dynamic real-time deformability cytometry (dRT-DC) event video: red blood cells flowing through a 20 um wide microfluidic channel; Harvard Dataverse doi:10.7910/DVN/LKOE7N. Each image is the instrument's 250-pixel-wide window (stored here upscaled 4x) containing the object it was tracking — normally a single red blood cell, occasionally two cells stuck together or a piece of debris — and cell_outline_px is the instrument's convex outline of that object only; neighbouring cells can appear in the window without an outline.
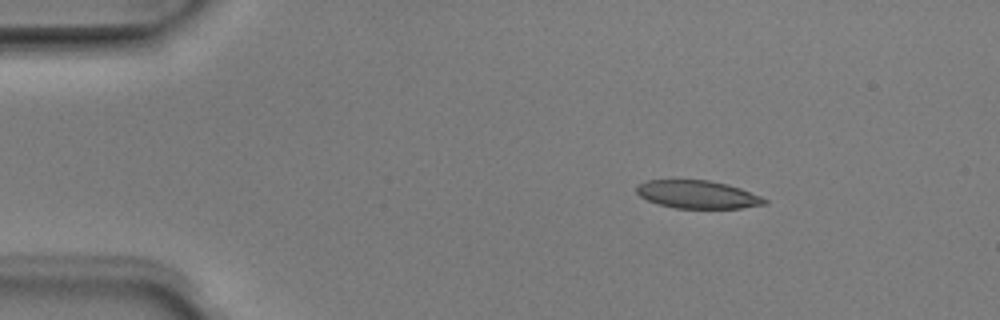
{"species": "Egyptian fruit bat (a non-hibernating species)", "species_latin": "Rousettus aegyptiacus", "temperature_condition": "room temperature", "stored_images_in_passage": 3, "camera_frame_rate_fps": 3000, "um_per_image_px": 0.085, "animal": {"sex": "male"}, "frame": {"image": 1, "passage_image": 1, "time_ms": 0.0, "image_size_px": [1000, 320], "cell_outline_px": [[768, 204], [740, 208], [676, 208], [660, 204], [648, 200], [640, 196], [636, 192], [636, 184], [648, 180], [708, 180], [728, 184], [740, 188], [760, 196], [768, 200]], "centroid_in_image_um": [59.3, 16.52], "position_along_channel_um": 25.7, "area_um2": 20.81}}
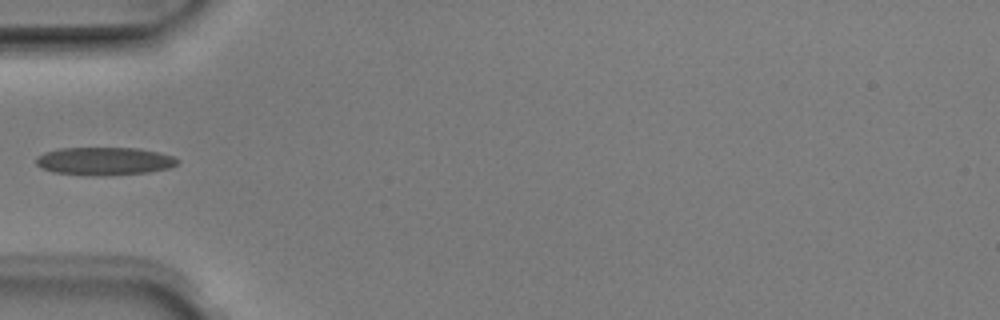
{"frame": {"image": 2, "passage_image": 3, "time_ms": 0.667, "image_size_px": [1000, 320], "cell_outline_px": [[180, 160], [176, 164], [168, 168], [148, 172], [100, 176], [92, 176], [52, 172], [40, 168], [36, 164], [36, 156], [44, 152], [60, 148], [140, 148], [160, 152], [172, 156]], "centroid_in_image_um": [8.83, 13.69], "position_along_channel_um": 76.2, "area_um2": 23.24}}